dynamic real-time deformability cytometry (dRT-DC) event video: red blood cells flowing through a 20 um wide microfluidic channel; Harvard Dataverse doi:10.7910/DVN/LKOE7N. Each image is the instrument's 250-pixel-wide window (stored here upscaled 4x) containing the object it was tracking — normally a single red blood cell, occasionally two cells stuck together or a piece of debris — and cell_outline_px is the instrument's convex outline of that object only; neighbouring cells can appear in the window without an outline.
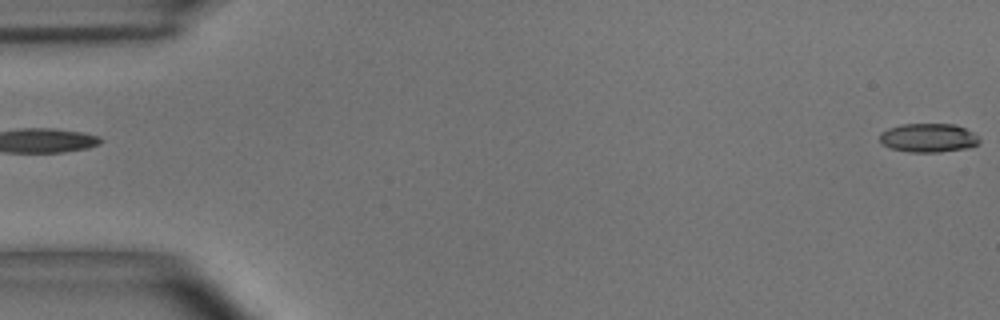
{"species": "common noctule bat (a hibernating species)", "species_latin": "Nyctalus noctula", "temperature_condition": "room temperature", "stored_images_in_passage": 5, "segment_of_instrument_passage": [2, 2], "camera_frame_rate_fps": 3000, "um_per_image_px": 0.085, "animal": {"sex": "male", "body_mass_g": 15.6}, "frame": {"image": 1, "passage_image": 5, "time_ms": 1.333, "image_size_px": [1000, 320], "cell_outline_px": [[980, 140], [976, 144], [968, 148], [940, 152], [908, 152], [892, 148], [880, 144], [880, 132], [888, 128], [900, 124], [956, 124], [972, 132]], "centroid_in_image_um": [78.87, 11.71], "position_along_channel_um": 6.1, "area_um2": 16.76}}